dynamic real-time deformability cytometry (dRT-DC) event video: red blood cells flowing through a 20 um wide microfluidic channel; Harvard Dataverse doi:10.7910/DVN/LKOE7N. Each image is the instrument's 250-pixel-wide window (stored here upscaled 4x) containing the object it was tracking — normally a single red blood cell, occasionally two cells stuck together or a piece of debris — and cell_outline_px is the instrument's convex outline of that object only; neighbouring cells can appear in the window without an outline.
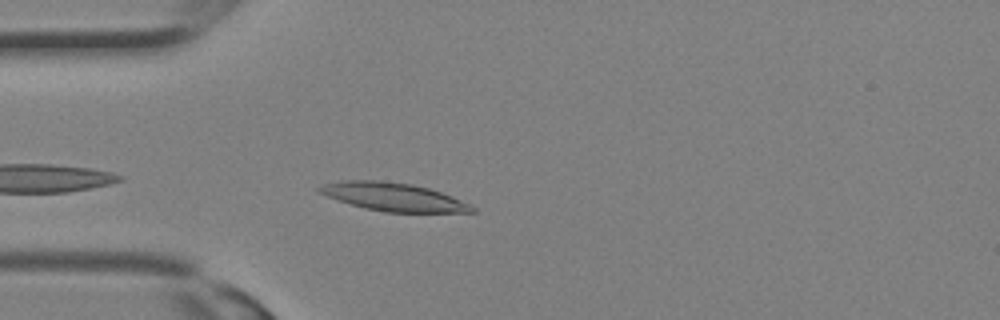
{"species": "Egyptian fruit bat (a non-hibernating species)", "species_latin": "Rousettus aegyptiacus", "temperature_condition": "room temperature", "stored_images_in_passage": 21, "camera_frame_rate_fps": 3000, "um_per_image_px": 0.085, "animal": {"sex": "female"}, "frame": {"image": 1, "passage_image": 1, "time_ms": 0.0, "image_size_px": [1000, 320], "cell_outline_px": [[476, 212], [384, 212], [364, 208], [316, 192], [316, 188], [324, 184], [340, 180], [380, 180], [412, 184], [428, 188], [452, 196], [472, 204], [476, 208]], "centroid_in_image_um": [33.45, 16.73], "position_along_channel_um": 51.5, "area_um2": 25.09}}
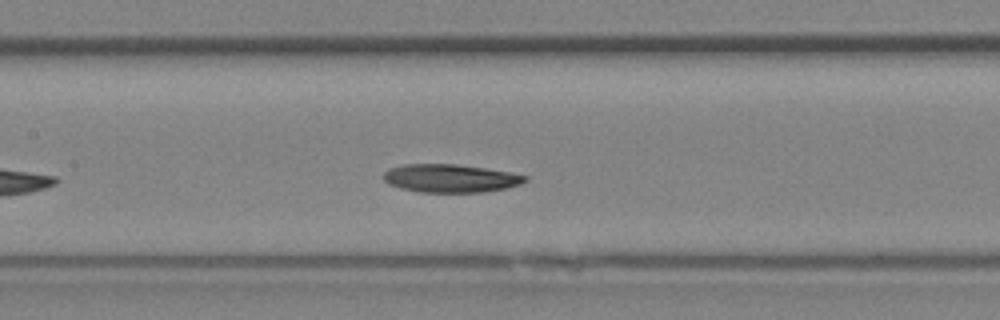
{"frame": {"image": 2, "passage_image": 7, "time_ms": 2.0, "image_size_px": [1000, 320], "cell_outline_px": [[528, 180], [520, 184], [508, 188], [484, 192], [420, 192], [400, 188], [388, 184], [384, 180], [384, 172], [388, 168], [404, 164], [456, 164], [484, 168], [508, 172], [528, 176]], "centroid_in_image_um": [38.28, 15.16], "position_along_channel_um": 169.1, "area_um2": 23.29}}
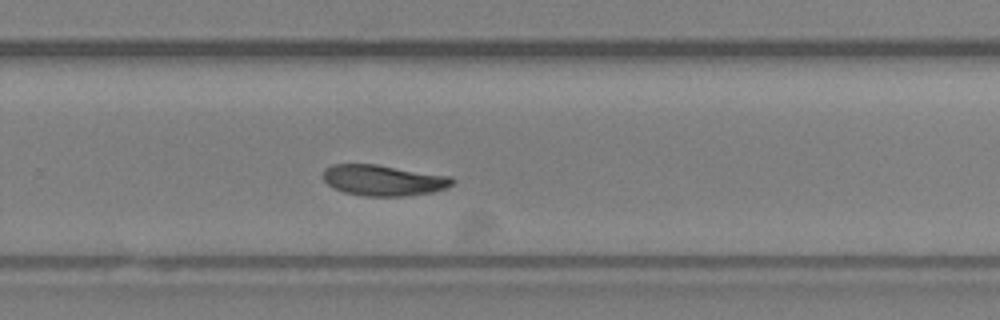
{"frame": {"image": 3, "passage_image": 13, "time_ms": 4.0, "image_size_px": [1000, 320], "cell_outline_px": [[456, 180], [452, 184], [444, 188], [432, 192], [404, 196], [364, 196], [344, 192], [332, 188], [324, 180], [324, 168], [332, 164], [376, 164], [452, 176]], "centroid_in_image_um": [32.58, 15.32], "position_along_channel_um": 297.2, "area_um2": 23.29}}